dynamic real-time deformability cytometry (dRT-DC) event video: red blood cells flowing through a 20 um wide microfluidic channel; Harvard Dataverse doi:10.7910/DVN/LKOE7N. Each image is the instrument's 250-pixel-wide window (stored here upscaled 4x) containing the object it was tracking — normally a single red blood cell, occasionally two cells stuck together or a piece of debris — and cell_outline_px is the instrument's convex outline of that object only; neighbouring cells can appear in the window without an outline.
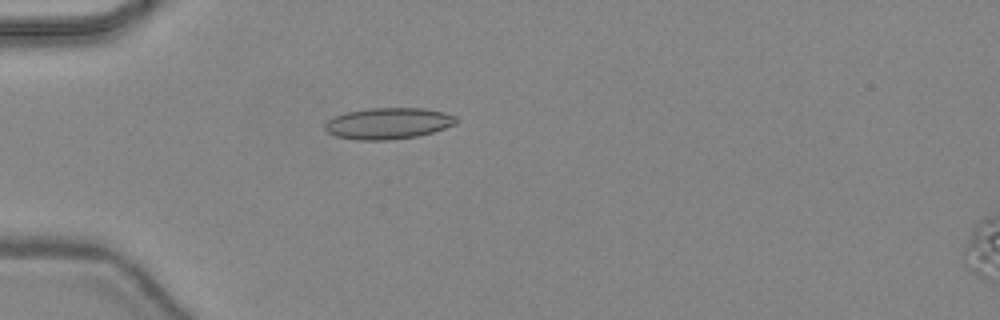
{"species": "common noctule bat (a hibernating species)", "species_latin": "Nyctalus noctula", "temperature_condition": "warm", "stored_images_in_passage": 15, "camera_frame_rate_fps": 3000, "um_per_image_px": 0.085, "animal": {"sex": "female", "body_mass_g": 24.6, "forearm_length_mm": 56.2}, "frame": {"image": 1, "passage_image": 13, "time_ms": 4.0, "image_size_px": [1000, 320], "cell_outline_px": [[456, 124], [432, 132], [416, 136], [392, 140], [356, 140], [336, 136], [328, 132], [324, 128], [324, 124], [328, 120], [344, 112], [368, 108], [424, 108], [444, 112], [456, 116]], "centroid_in_image_um": [32.98, 10.48], "position_along_channel_um": 52.0, "area_um2": 23.99}}